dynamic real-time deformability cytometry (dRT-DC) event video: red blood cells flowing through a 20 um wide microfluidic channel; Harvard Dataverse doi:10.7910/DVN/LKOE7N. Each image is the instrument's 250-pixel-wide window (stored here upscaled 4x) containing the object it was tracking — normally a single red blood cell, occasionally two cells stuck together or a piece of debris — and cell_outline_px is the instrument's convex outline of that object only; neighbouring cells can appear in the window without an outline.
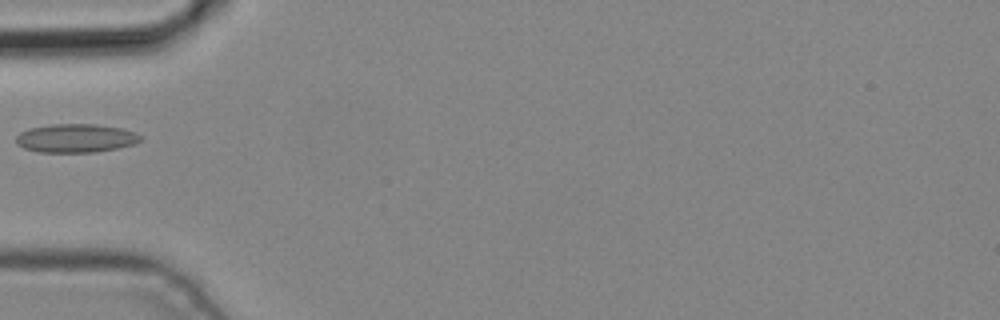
{"species": "common noctule bat (a hibernating species)", "species_latin": "Nyctalus noctula", "temperature_condition": "cold", "stored_images_in_passage": 3, "camera_frame_rate_fps": 3000, "um_per_image_px": 0.085, "animal": {"sex": "male", "body_mass_g": 19.2, "forearm_length_mm": 51.8}, "frame": {"image": 1, "passage_image": 3, "time_ms": 0.667, "image_size_px": [1000, 320], "cell_outline_px": [[144, 140], [132, 144], [116, 148], [96, 152], [40, 152], [24, 148], [16, 144], [16, 136], [20, 132], [32, 128], [52, 124], [96, 124], [120, 128], [136, 132], [144, 136]], "centroid_in_image_um": [6.48, 11.74], "position_along_channel_um": 78.5, "area_um2": 20.75}}